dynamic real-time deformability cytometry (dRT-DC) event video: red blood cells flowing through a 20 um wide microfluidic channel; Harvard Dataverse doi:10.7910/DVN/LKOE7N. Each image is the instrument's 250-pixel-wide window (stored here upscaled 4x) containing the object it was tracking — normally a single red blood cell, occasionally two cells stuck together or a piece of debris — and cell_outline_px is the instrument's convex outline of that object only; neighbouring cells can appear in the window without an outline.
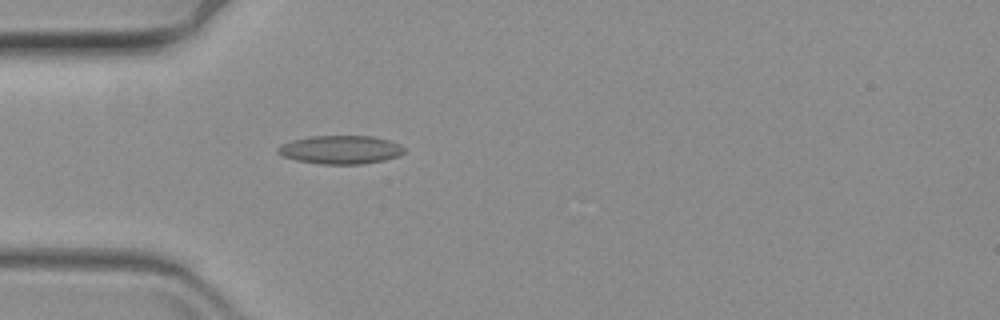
{"species": "common noctule bat (a hibernating species)", "species_latin": "Nyctalus noctula", "temperature_condition": "warm", "stored_images_in_passage": 45, "camera_frame_rate_fps": 3000, "um_per_image_px": 0.085, "animal": {"sex": "female", "body_mass_g": 19.3, "forearm_length_mm": 54.1}, "frame": {"image": 1, "passage_image": 2, "time_ms": 0.333, "image_size_px": [1000, 320], "cell_outline_px": [[404, 152], [400, 156], [384, 160], [360, 164], [320, 164], [296, 160], [284, 156], [276, 152], [276, 148], [280, 144], [292, 140], [308, 136], [372, 136], [388, 140], [400, 144], [404, 148]], "centroid_in_image_um": [28.93, 12.72], "position_along_channel_um": 56.1, "area_um2": 21.04}}
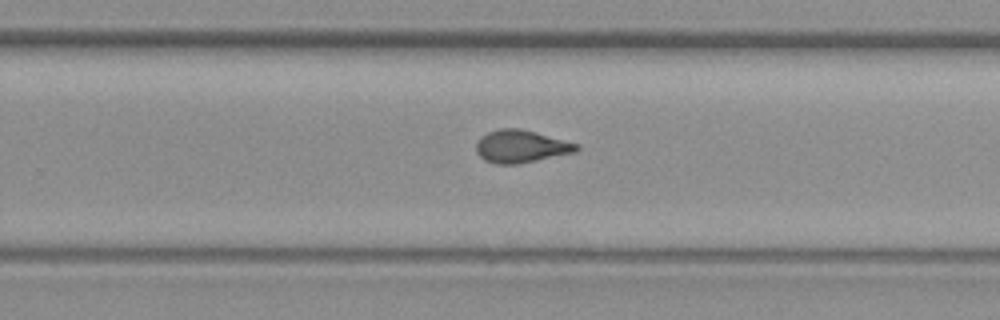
{"frame": {"image": 2, "passage_image": 23, "time_ms": 7.333, "image_size_px": [1000, 320], "cell_outline_px": [[580, 148], [576, 152], [516, 164], [496, 164], [484, 160], [476, 152], [476, 144], [480, 136], [488, 132], [500, 128], [520, 128], [536, 132], [580, 144]], "centroid_in_image_um": [44.28, 12.43], "position_along_channel_um": 285.5, "area_um2": 19.13}}
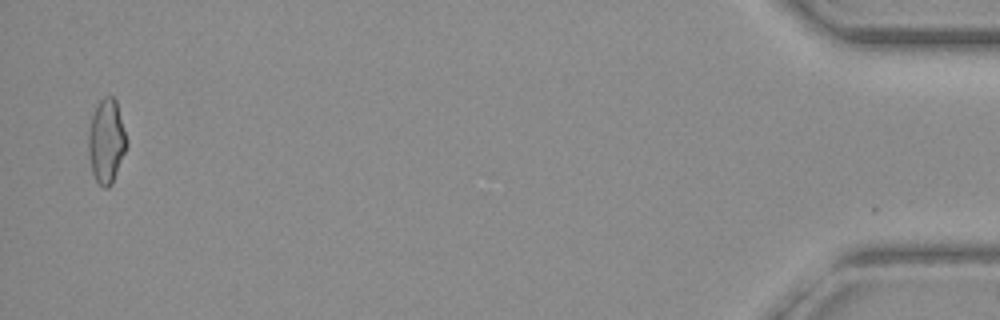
{"frame": {"image": 3, "passage_image": 44, "time_ms": 14.333, "image_size_px": [1000, 320], "cell_outline_px": [[128, 144], [112, 184], [108, 188], [104, 188], [96, 180], [92, 172], [88, 156], [88, 132], [92, 116], [96, 104], [104, 96], [112, 96], [116, 100], [128, 140]], "centroid_in_image_um": [9.04, 11.99], "position_along_channel_um": 426.2, "area_um2": 18.9}}